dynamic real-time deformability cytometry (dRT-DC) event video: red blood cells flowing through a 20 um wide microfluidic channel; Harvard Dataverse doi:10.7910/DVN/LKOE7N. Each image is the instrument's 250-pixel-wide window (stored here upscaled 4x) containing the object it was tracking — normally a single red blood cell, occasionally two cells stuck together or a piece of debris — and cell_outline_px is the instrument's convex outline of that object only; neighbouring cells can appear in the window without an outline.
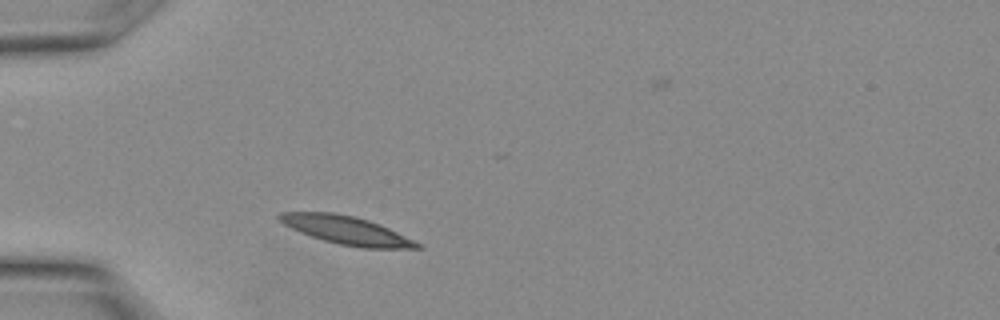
{"species": "Egyptian fruit bat (a non-hibernating species)", "species_latin": "Rousettus aegyptiacus", "temperature_condition": "warm", "stored_images_in_passage": 23, "camera_frame_rate_fps": 3000, "um_per_image_px": 0.085, "animal": {"sex": "female"}, "frame": {"image": 1, "passage_image": 1, "time_ms": 0.0, "image_size_px": [1000, 320], "cell_outline_px": [[424, 248], [364, 248], [340, 244], [324, 240], [300, 232], [284, 224], [276, 216], [280, 212], [332, 212], [356, 216], [380, 224], [420, 244]], "centroid_in_image_um": [29.42, 19.55], "position_along_channel_um": 55.6, "area_um2": 22.31}}
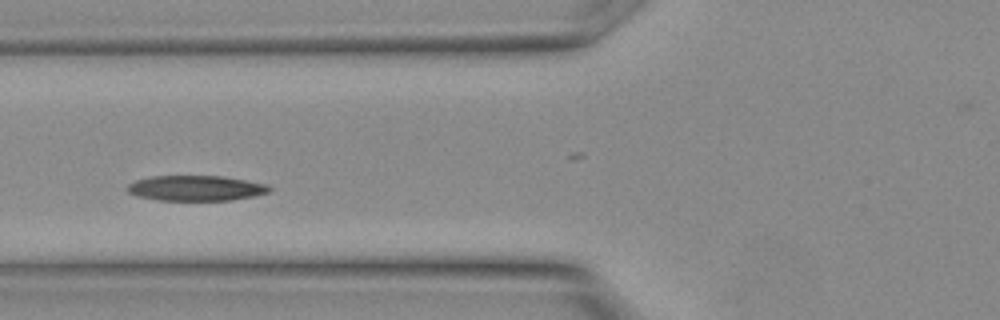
{"frame": {"image": 2, "passage_image": 4, "time_ms": 1.0, "image_size_px": [1000, 320], "cell_outline_px": [[272, 192], [232, 200], [156, 200], [136, 196], [128, 192], [124, 188], [128, 184], [136, 180], [152, 176], [224, 176], [268, 184], [272, 188]], "centroid_in_image_um": [16.65, 15.99], "position_along_channel_um": 109.1, "area_um2": 21.15}}